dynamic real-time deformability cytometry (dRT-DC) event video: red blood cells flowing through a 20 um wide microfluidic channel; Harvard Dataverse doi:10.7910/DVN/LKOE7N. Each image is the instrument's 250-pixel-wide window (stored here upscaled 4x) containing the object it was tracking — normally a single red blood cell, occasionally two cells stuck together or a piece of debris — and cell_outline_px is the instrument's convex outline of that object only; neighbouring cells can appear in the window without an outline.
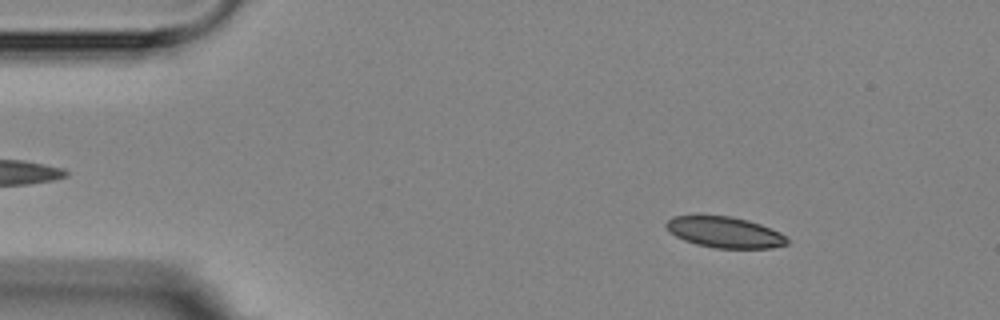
{"species": "Egyptian fruit bat (a non-hibernating species)", "species_latin": "Rousettus aegyptiacus", "temperature_condition": "room temperature", "stored_images_in_passage": 4, "camera_frame_rate_fps": 3000, "um_per_image_px": 0.085, "animal": {"sex": "female"}, "frame": {"image": 1, "passage_image": 1, "time_ms": 0.0, "image_size_px": [1000, 320], "cell_outline_px": [[788, 244], [772, 248], [716, 248], [696, 244], [684, 240], [676, 236], [664, 224], [672, 216], [700, 212], [732, 216], [748, 220], [760, 224], [780, 232], [788, 240]], "centroid_in_image_um": [61.54, 19.69], "position_along_channel_um": 23.5, "area_um2": 22.48}}
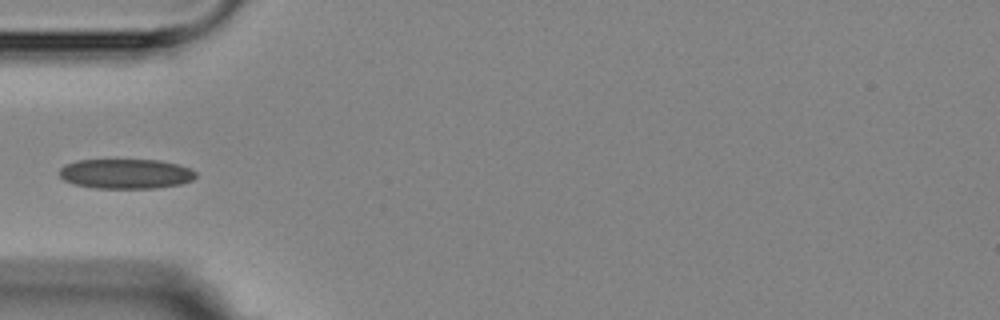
{"frame": {"image": 2, "passage_image": 4, "time_ms": 3.333, "image_size_px": [1000, 320], "cell_outline_px": [[196, 176], [192, 180], [180, 184], [156, 188], [92, 188], [76, 184], [64, 180], [60, 176], [60, 168], [76, 160], [160, 160], [176, 164], [188, 168], [196, 172]], "centroid_in_image_um": [10.7, 14.77], "position_along_channel_um": 74.3, "area_um2": 23.52}}